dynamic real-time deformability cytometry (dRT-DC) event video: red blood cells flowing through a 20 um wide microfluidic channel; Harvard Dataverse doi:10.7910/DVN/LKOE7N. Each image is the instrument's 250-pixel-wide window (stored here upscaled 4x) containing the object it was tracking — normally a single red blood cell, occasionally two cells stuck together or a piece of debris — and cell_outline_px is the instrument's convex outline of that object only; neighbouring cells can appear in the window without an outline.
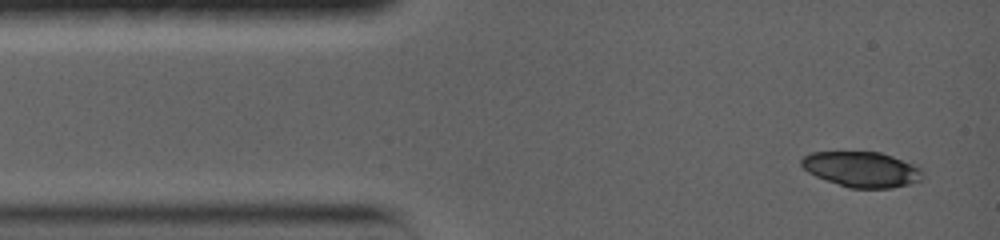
{"species": "common noctule bat (a hibernating species)", "species_latin": "Nyctalus noctula", "temperature_condition": "warm", "stored_images_in_passage": 4, "camera_frame_rate_fps": 5000, "um_per_image_px": 0.085, "animal": {"sex": "female", "body_mass_g": 19.0, "forearm_length_mm": 56.7}, "frame": {"image": 1, "passage_image": 1, "time_ms": 0.0, "image_size_px": [1000, 240], "cell_outline_px": [[924, 180], [892, 188], [848, 188], [816, 176], [808, 172], [800, 164], [800, 160], [804, 156], [812, 152], [880, 152], [892, 156], [912, 164], [920, 168], [924, 172]], "centroid_in_image_um": [73.27, 14.4], "position_along_channel_um": 11.7, "area_um2": 25.03}}